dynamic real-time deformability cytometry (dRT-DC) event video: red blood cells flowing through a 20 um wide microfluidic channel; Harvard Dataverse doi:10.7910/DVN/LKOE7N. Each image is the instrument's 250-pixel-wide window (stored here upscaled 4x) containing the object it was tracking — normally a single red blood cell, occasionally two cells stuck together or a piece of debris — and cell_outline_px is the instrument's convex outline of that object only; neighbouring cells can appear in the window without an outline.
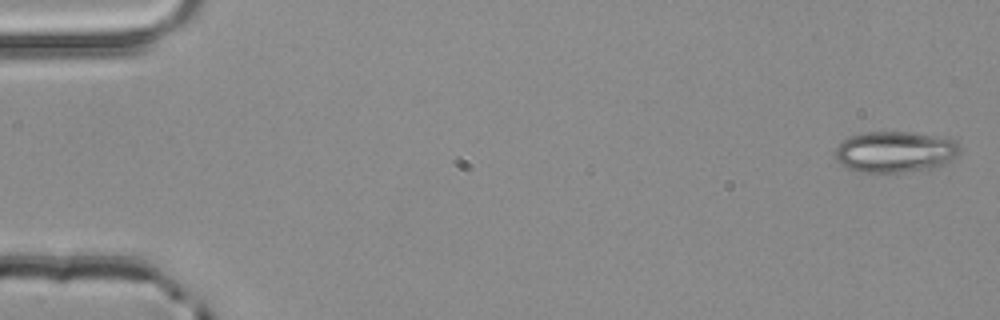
{"species": "common noctule bat (a hibernating species)", "species_latin": "Nyctalus noctula", "temperature_condition": "room temperature", "stored_images_in_passage": 4, "camera_frame_rate_fps": 3000, "um_per_image_px": 0.085, "animal": {"sex": "male", "body_mass_g": 20.4}, "frame": {"image": 1, "passage_image": 1, "time_ms": 0.0, "image_size_px": [1000, 320], "cell_outline_px": [[960, 152], [956, 156], [944, 164], [932, 168], [904, 172], [860, 172], [848, 168], [840, 164], [836, 160], [836, 144], [848, 136], [864, 132], [908, 132], [952, 136], [960, 148]], "centroid_in_image_um": [76.1, 12.88], "position_along_channel_um": 8.9, "area_um2": 30.4}}